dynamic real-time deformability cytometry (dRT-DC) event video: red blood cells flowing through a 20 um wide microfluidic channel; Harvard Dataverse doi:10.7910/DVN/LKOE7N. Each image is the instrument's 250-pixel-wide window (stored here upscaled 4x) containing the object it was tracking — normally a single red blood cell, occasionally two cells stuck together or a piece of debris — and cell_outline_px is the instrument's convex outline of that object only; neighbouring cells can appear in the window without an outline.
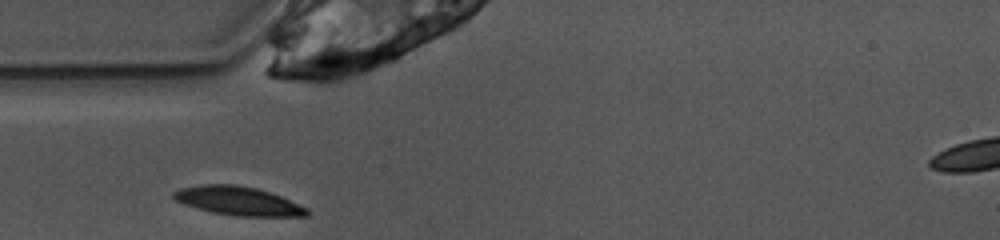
{"species": "common noctule bat (a hibernating species)", "species_latin": "Nyctalus noctula", "temperature_condition": "warm", "stored_images_in_passage": 24, "camera_frame_rate_fps": 3000, "um_per_image_px": 0.085, "animal": {"sex": "female", "body_mass_g": 10.0, "forearm_length_mm": 53.1}, "frame": {"image": 1, "passage_image": 1, "time_ms": 0.0, "image_size_px": [1000, 240], "cell_outline_px": [[308, 216], [236, 216], [212, 212], [196, 208], [184, 204], [176, 200], [172, 196], [172, 192], [180, 188], [204, 184], [236, 184], [256, 188], [280, 196], [308, 208]], "centroid_in_image_um": [20.22, 17.08], "position_along_channel_um": 64.8, "area_um2": 22.2}}
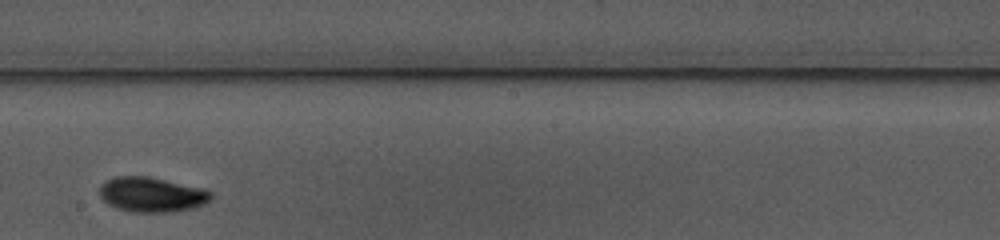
{"frame": {"image": 2, "passage_image": 14, "time_ms": 4.333, "image_size_px": [1000, 240], "cell_outline_px": [[212, 196], [204, 204], [196, 208], [172, 212], [132, 212], [116, 208], [108, 204], [100, 196], [100, 184], [104, 180], [112, 176], [148, 176], [208, 188], [212, 192]], "centroid_in_image_um": [12.92, 16.52], "position_along_channel_um": 235.3, "area_um2": 23.18}}
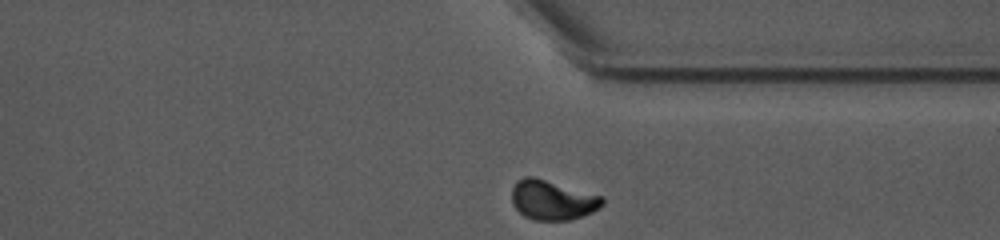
{"frame": {"image": 3, "passage_image": 24, "time_ms": 7.667, "image_size_px": [1000, 240], "cell_outline_px": [[604, 204], [600, 208], [592, 212], [568, 220], [536, 220], [524, 216], [512, 204], [512, 188], [516, 180], [524, 176], [532, 176], [604, 196]], "centroid_in_image_um": [46.96, 16.99], "position_along_channel_um": 364.4, "area_um2": 20.98}, "authors_computed_cell_mechanics": {"area_um2": 21.7906, "velocity_mm_per_s": 3.9067, "shape_relaxation_time_tau1_ms": 2.5353, "shape_relaxation_time_tau2_ms": 2.3624, "deformation_change_tau1": 0.1242, "deformation_change_tau2": 0.0414}}